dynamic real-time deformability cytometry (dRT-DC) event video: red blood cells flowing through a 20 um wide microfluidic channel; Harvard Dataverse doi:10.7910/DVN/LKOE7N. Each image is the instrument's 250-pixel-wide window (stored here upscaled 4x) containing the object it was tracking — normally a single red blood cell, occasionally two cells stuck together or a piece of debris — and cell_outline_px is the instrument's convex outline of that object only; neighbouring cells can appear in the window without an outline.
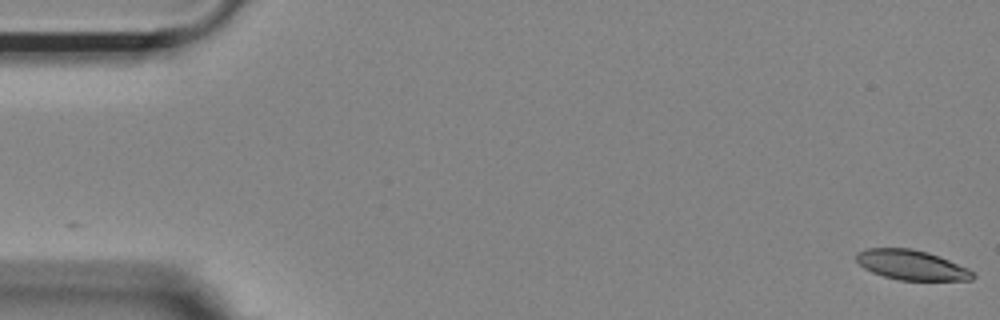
{"species": "Egyptian fruit bat (a non-hibernating species)", "species_latin": "Rousettus aegyptiacus", "temperature_condition": "room temperature", "stored_images_in_passage": 55, "camera_frame_rate_fps": 3000, "um_per_image_px": 0.085, "animal": {"sex": "female"}, "frame": {"image": 1, "passage_image": 1, "time_ms": 0.0, "image_size_px": [1000, 320], "cell_outline_px": [[976, 276], [972, 280], [900, 280], [884, 276], [872, 272], [864, 268], [856, 260], [856, 252], [868, 248], [912, 248], [928, 252], [940, 256], [968, 268]], "centroid_in_image_um": [77.48, 22.51], "position_along_channel_um": 7.5, "area_um2": 20.29}}
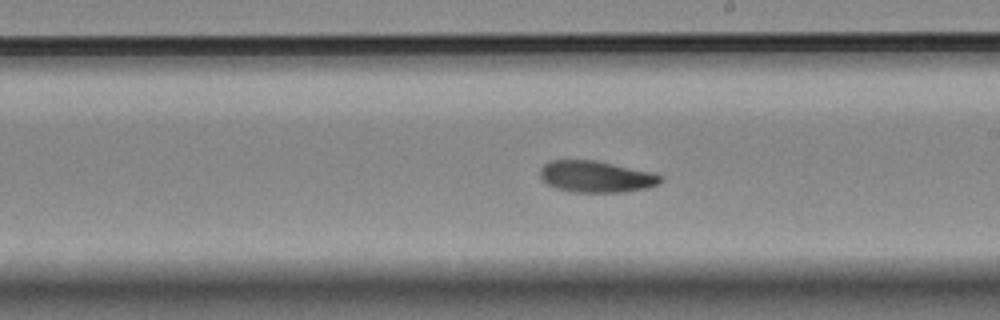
{"frame": {"image": 2, "passage_image": 31, "time_ms": 10.0, "image_size_px": [1000, 320], "cell_outline_px": [[664, 180], [660, 184], [648, 188], [624, 192], [572, 192], [556, 188], [548, 184], [540, 176], [540, 168], [544, 164], [552, 160], [596, 160], [652, 172], [664, 176]], "centroid_in_image_um": [50.72, 15.01], "position_along_channel_um": 238.3, "area_um2": 22.31}}
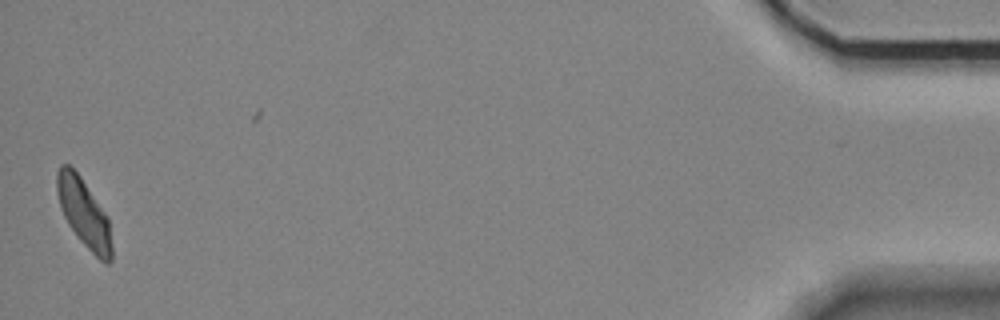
{"frame": {"image": 3, "passage_image": 54, "time_ms": 17.667, "image_size_px": [1000, 320], "cell_outline_px": [[112, 260], [108, 264], [104, 264], [76, 236], [68, 224], [60, 208], [56, 188], [56, 172], [60, 164], [68, 164], [80, 176], [108, 216], [112, 248]], "centroid_in_image_um": [7.13, 18.11], "position_along_channel_um": 428.1, "area_um2": 21.85}, "authors_computed_cell_mechanics": {"area_um2": 22.1374, "velocity_mm_per_s": 3.6617, "shape_relaxation_time_tau1_ms": 7.0261, "shape_relaxation_time_tau2_ms": 6.9187, "deformation_change_tau1": 0.1696, "deformation_change_tau2": 0.1292}}